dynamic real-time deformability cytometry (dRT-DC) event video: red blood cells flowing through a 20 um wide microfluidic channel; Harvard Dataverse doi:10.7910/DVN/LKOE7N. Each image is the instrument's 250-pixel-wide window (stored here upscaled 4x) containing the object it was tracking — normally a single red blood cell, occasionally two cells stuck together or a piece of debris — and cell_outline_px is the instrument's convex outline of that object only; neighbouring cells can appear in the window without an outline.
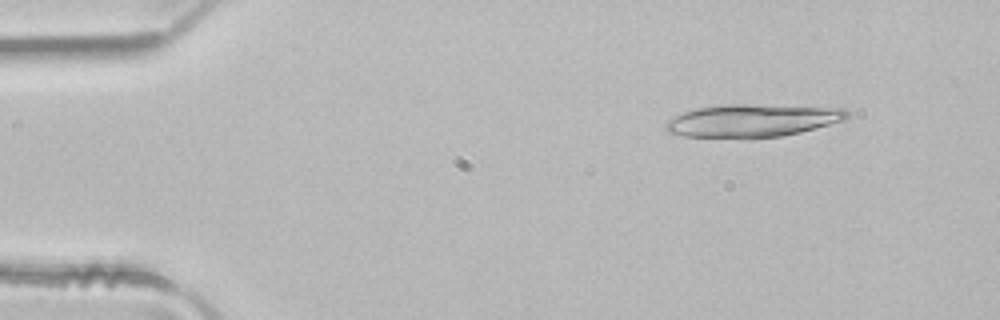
{"species": "common noctule bat (a hibernating species)", "species_latin": "Nyctalus noctula", "temperature_condition": "room temperature", "stored_images_in_passage": 5, "segment_of_instrument_passage": [1, 2], "camera_frame_rate_fps": 3000, "um_per_image_px": 0.085, "animal": {"sex": "male", "body_mass_g": 21.5, "forearm_length_mm": 52.0}, "frame": {"image": 1, "passage_image": 2, "time_ms": 0.333, "image_size_px": [1000, 320], "cell_outline_px": [[852, 112], [844, 120], [800, 132], [780, 136], [752, 140], [748, 140], [684, 136], [668, 132], [664, 128], [664, 120], [684, 112], [696, 108], [720, 104], [748, 104], [844, 108]], "centroid_in_image_um": [63.88, 10.27], "position_along_channel_um": 21.1, "area_um2": 35.55}}